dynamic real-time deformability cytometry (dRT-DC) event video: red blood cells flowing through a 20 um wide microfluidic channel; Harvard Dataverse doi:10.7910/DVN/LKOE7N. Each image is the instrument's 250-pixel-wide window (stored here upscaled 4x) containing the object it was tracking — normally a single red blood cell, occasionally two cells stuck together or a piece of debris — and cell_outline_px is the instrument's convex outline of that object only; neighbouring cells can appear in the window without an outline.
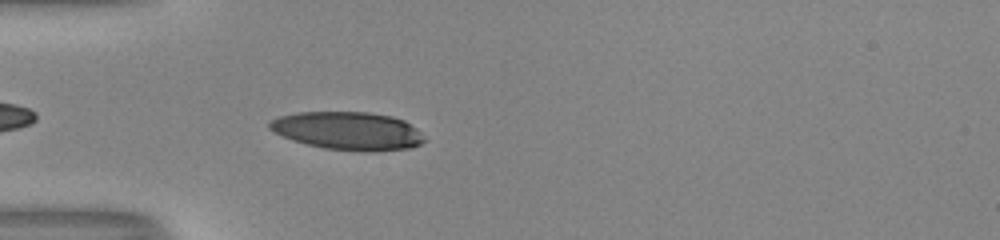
{"species": "human", "species_latin": "Homo sapiens", "temperature_condition": "room temperature", "stored_images_in_passage": 36, "camera_frame_rate_fps": 3000, "um_per_image_px": 0.085, "donor": {"sex": "male"}, "frame": {"image": 1, "passage_image": 3, "time_ms": 0.667, "image_size_px": [1000, 240], "cell_outline_px": [[428, 140], [412, 148], [376, 152], [368, 152], [324, 148], [292, 140], [268, 128], [268, 120], [280, 116], [296, 112], [368, 112], [392, 116], [404, 120], [416, 128]], "centroid_in_image_um": [29.61, 11.12], "position_along_channel_um": 55.4, "area_um2": 34.62}}
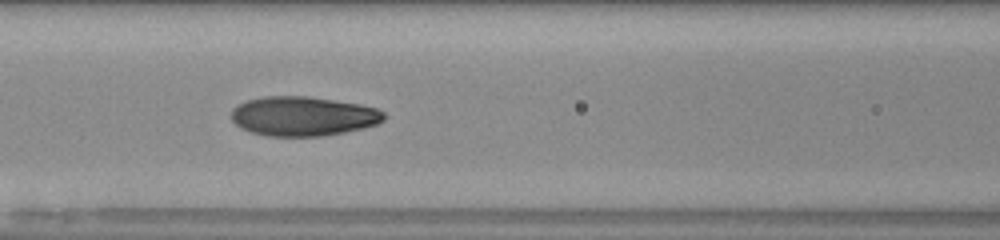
{"frame": {"image": 2, "passage_image": 10, "time_ms": 3.0, "image_size_px": [1000, 240], "cell_outline_px": [[388, 116], [384, 120], [376, 124], [364, 128], [344, 132], [320, 136], [268, 136], [252, 132], [240, 128], [232, 120], [232, 108], [248, 100], [264, 96], [308, 96], [360, 104], [376, 108], [384, 112]], "centroid_in_image_um": [25.78, 9.87], "position_along_channel_um": 140.8, "area_um2": 35.08}}
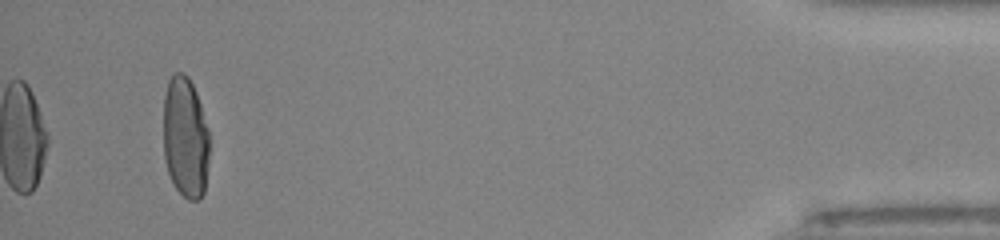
{"frame": {"image": 3, "passage_image": 36, "time_ms": 11.667, "image_size_px": [1000, 240], "cell_outline_px": [[208, 164], [204, 192], [200, 200], [188, 200], [172, 184], [168, 172], [164, 156], [164, 96], [168, 80], [172, 72], [184, 72], [188, 76], [196, 92], [208, 128]], "centroid_in_image_um": [15.75, 11.68], "position_along_channel_um": 419.5, "area_um2": 32.71}, "authors_computed_cell_mechanics": {"area_um2": 34.1598, "velocity_mm_per_s": 4.0607, "shape_relaxation_time_tau1_ms": 6.5408, "shape_relaxation_time_tau2_ms": 0.9172, "deformation_change_tau1": 0.2568, "deformation_change_tau2": 0.0488}}